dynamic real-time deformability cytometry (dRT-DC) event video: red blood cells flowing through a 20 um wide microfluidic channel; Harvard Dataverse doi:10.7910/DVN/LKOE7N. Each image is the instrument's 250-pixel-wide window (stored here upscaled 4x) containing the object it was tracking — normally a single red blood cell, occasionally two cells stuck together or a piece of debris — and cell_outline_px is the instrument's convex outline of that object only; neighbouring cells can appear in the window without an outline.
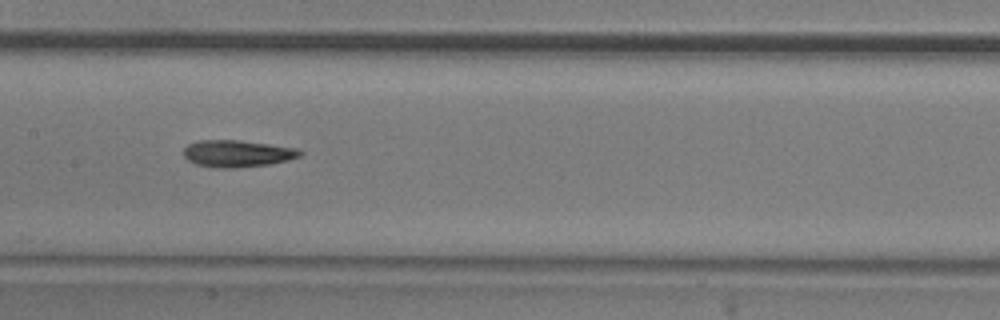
{"species": "common noctule bat (a hibernating species)", "species_latin": "Nyctalus noctula", "temperature_condition": "room temperature", "stored_images_in_passage": 15, "camera_frame_rate_fps": 3000, "um_per_image_px": 0.085, "animal": {"sex": "male", "body_mass_g": 20.5, "forearm_length_mm": 52.5}, "frame": {"image": 1, "passage_image": 8, "time_ms": 2.333, "image_size_px": [1000, 320], "cell_outline_px": [[304, 152], [300, 156], [288, 160], [268, 164], [232, 168], [216, 168], [196, 164], [188, 160], [184, 156], [184, 148], [188, 144], [200, 140], [240, 140], [296, 148]], "centroid_in_image_um": [20.16, 13.05], "position_along_channel_um": 187.2, "area_um2": 18.15}}
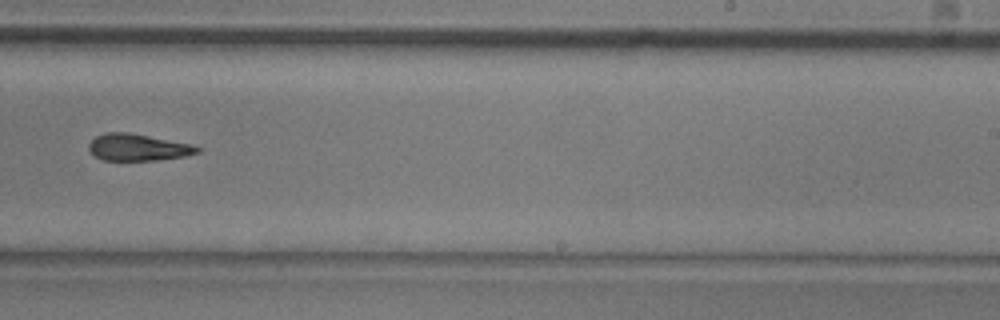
{"frame": {"image": 2, "passage_image": 10, "time_ms": 3.0, "image_size_px": [1000, 320], "cell_outline_px": [[200, 152], [184, 156], [156, 160], [104, 160], [96, 156], [88, 148], [88, 144], [96, 136], [108, 132], [128, 132], [192, 144], [200, 148]], "centroid_in_image_um": [11.73, 12.52], "position_along_channel_um": 277.3, "area_um2": 16.76}}
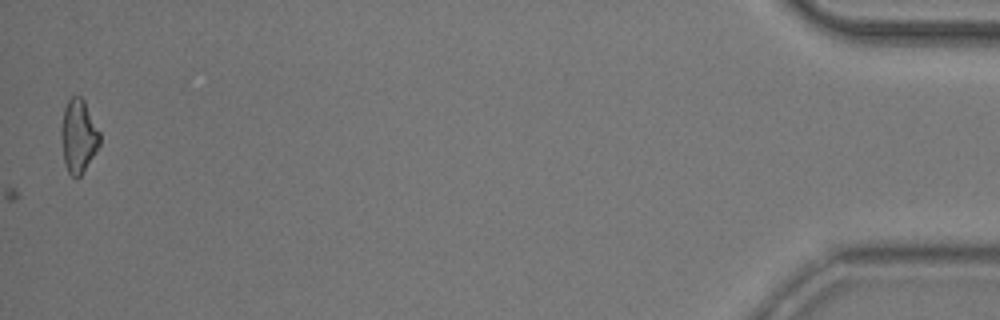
{"frame": {"image": 3, "passage_image": 15, "time_ms": 4.667, "image_size_px": [1000, 320], "cell_outline_px": [[100, 144], [96, 152], [80, 176], [76, 180], [68, 172], [64, 164], [60, 136], [60, 128], [64, 108], [68, 100], [72, 96], [80, 96], [84, 100], [100, 132]], "centroid_in_image_um": [6.65, 11.58], "position_along_channel_um": 428.5, "area_um2": 16.7}}